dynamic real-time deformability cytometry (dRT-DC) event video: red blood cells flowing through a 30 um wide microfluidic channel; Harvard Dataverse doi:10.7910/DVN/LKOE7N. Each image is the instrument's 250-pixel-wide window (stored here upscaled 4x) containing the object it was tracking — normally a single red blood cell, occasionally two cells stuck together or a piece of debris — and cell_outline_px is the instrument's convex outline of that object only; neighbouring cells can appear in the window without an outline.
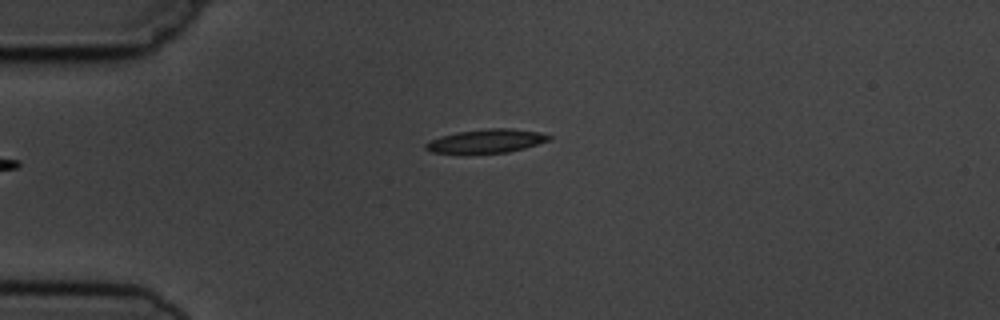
{"species": "common noctule bat (a hibernating species)", "species_latin": "Nyctalus noctula", "temperature_condition": "cold", "stored_images_in_passage": 8, "camera_frame_rate_fps": 3000, "um_per_image_px": 0.085, "animal": {"sex": "male", "body_mass_g": 19.5, "forearm_length_mm": 54.6}, "frame": {"image": 1, "passage_image": 1, "time_ms": 0.0, "image_size_px": [1000, 320], "cell_outline_px": [[552, 140], [524, 148], [508, 152], [460, 156], [432, 152], [424, 148], [424, 144], [440, 136], [456, 132], [488, 128], [512, 128], [536, 132], [552, 136]], "centroid_in_image_um": [41.27, 12.03], "position_along_channel_um": 43.7, "area_um2": 17.74}}
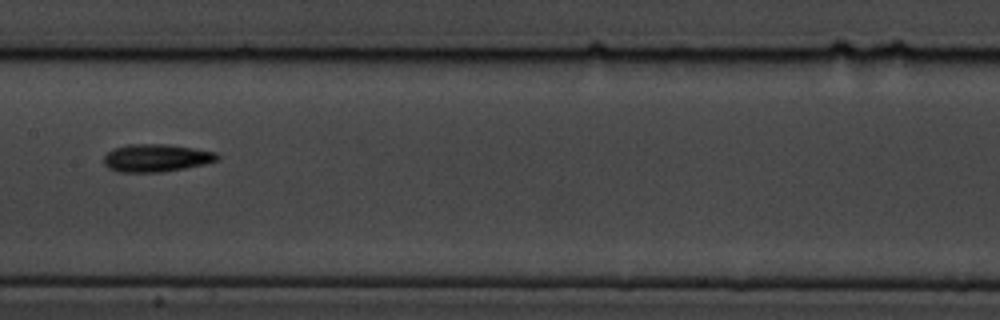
{"frame": {"image": 2, "passage_image": 5, "time_ms": 4.667, "image_size_px": [1000, 320], "cell_outline_px": [[220, 160], [204, 164], [184, 168], [160, 172], [120, 172], [108, 168], [104, 164], [104, 156], [112, 148], [128, 144], [168, 144], [216, 152], [220, 156]], "centroid_in_image_um": [13.28, 13.42], "position_along_channel_um": 194.1, "area_um2": 18.38}}
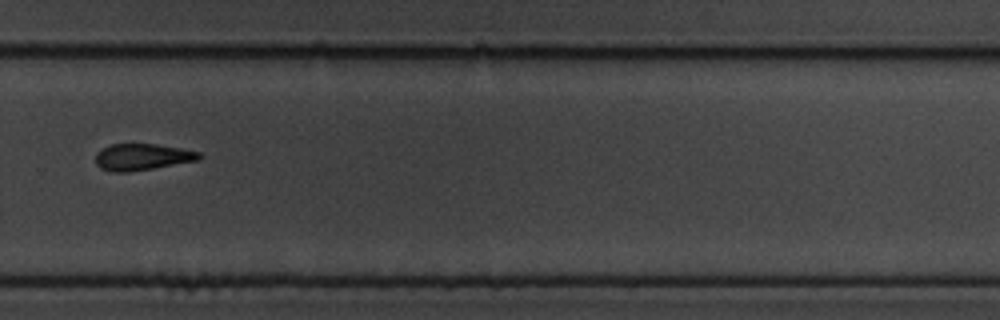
{"frame": {"image": 3, "passage_image": 8, "time_ms": 8.0, "image_size_px": [1000, 320], "cell_outline_px": [[204, 156], [200, 160], [128, 172], [112, 172], [100, 168], [96, 164], [96, 152], [100, 148], [112, 144], [156, 144], [180, 148], [200, 152]], "centroid_in_image_um": [12.08, 13.34], "position_along_channel_um": 317.7, "area_um2": 16.13}}